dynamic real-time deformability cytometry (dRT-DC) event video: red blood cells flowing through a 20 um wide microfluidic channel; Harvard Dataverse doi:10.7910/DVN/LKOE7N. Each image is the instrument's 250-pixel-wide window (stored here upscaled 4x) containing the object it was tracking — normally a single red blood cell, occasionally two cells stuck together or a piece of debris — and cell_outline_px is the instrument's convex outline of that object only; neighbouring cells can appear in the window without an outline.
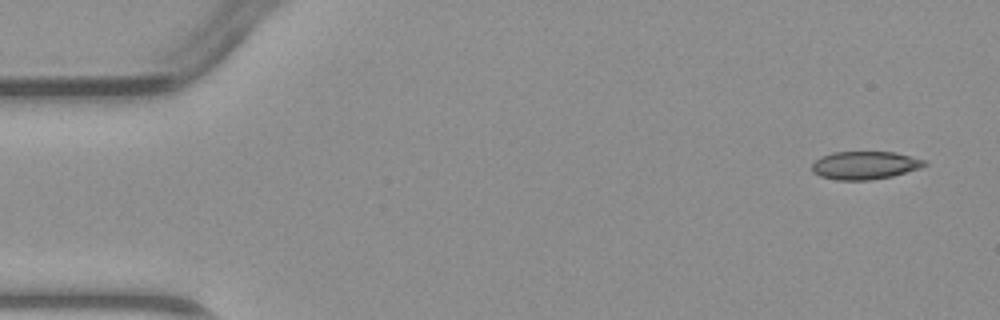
{"species": "common noctule bat (a hibernating species)", "species_latin": "Nyctalus noctula", "temperature_condition": "warm", "stored_images_in_passage": 4, "camera_frame_rate_fps": 3000, "um_per_image_px": 0.085, "animal": {"sex": "male", "body_mass_g": 23.1, "forearm_length_mm": 52.7}, "frame": {"image": 1, "passage_image": 1, "time_ms": 0.0, "image_size_px": [1000, 320], "cell_outline_px": [[928, 164], [920, 168], [892, 176], [872, 180], [836, 180], [820, 176], [812, 172], [812, 164], [820, 156], [832, 152], [896, 152], [928, 160]], "centroid_in_image_um": [73.53, 14.04], "position_along_channel_um": 11.5, "area_um2": 18.61}}
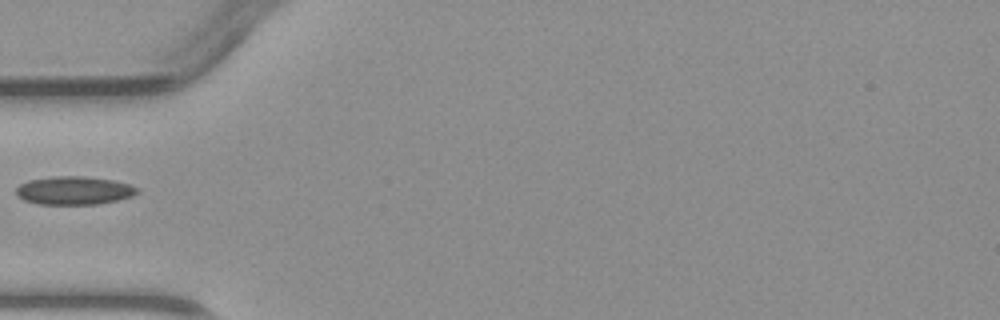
{"frame": {"image": 2, "passage_image": 4, "time_ms": 4.333, "image_size_px": [1000, 320], "cell_outline_px": [[140, 192], [132, 196], [116, 200], [96, 204], [40, 204], [24, 200], [16, 196], [16, 188], [20, 184], [28, 180], [52, 176], [84, 176], [112, 180], [128, 184], [140, 188]], "centroid_in_image_um": [6.28, 16.18], "position_along_channel_um": 78.7, "area_um2": 20.0}}